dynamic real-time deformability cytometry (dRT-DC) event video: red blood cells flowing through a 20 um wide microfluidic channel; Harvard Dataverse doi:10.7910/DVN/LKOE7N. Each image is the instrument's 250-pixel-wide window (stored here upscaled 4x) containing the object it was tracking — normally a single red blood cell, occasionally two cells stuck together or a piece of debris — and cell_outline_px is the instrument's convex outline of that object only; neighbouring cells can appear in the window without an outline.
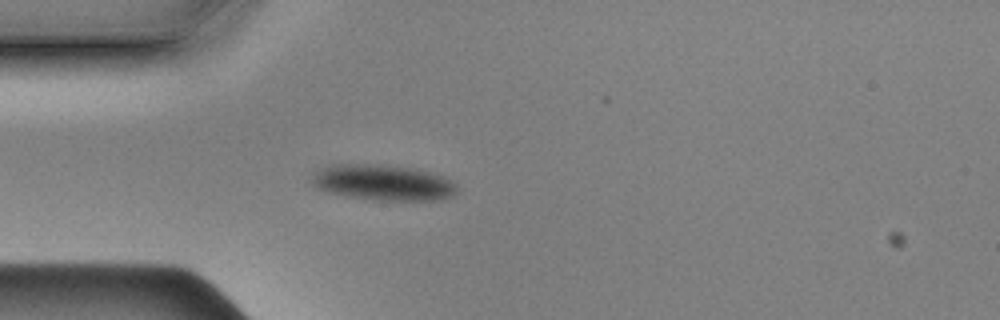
{"species": "Egyptian fruit bat (a non-hibernating species)", "species_latin": "Rousettus aegyptiacus", "temperature_condition": "cold", "stored_images_in_passage": 43, "camera_frame_rate_fps": 3000, "um_per_image_px": 0.085, "animal": {"sex": "male"}, "frame": {"image": 1, "passage_image": 1, "time_ms": 0.0, "image_size_px": [1000, 320], "cell_outline_px": [[456, 188], [448, 196], [432, 200], [380, 200], [352, 196], [332, 192], [316, 188], [312, 184], [312, 180], [316, 172], [332, 164], [376, 164], [412, 168], [428, 172], [440, 176], [456, 184]], "centroid_in_image_um": [32.51, 15.5], "position_along_channel_um": 52.5, "area_um2": 29.19}}
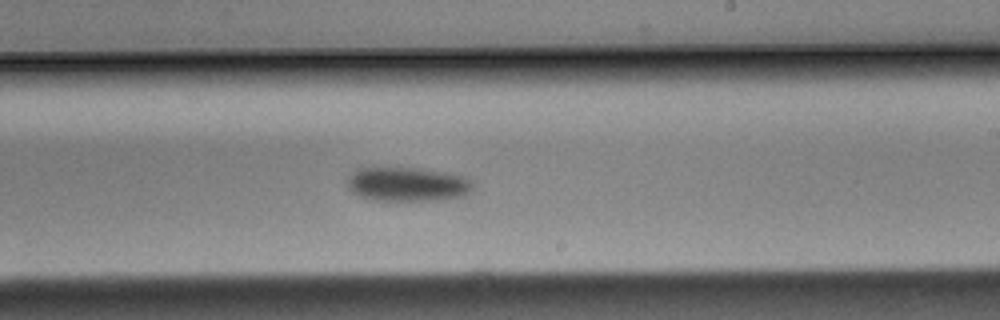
{"frame": {"image": 2, "passage_image": 19, "time_ms": 6.0, "image_size_px": [1000, 320], "cell_outline_px": [[472, 188], [464, 196], [440, 200], [372, 200], [360, 196], [352, 192], [348, 188], [348, 180], [360, 168], [416, 168], [444, 172], [460, 176], [472, 180]], "centroid_in_image_um": [34.65, 15.67], "position_along_channel_um": 254.3, "area_um2": 24.57}}
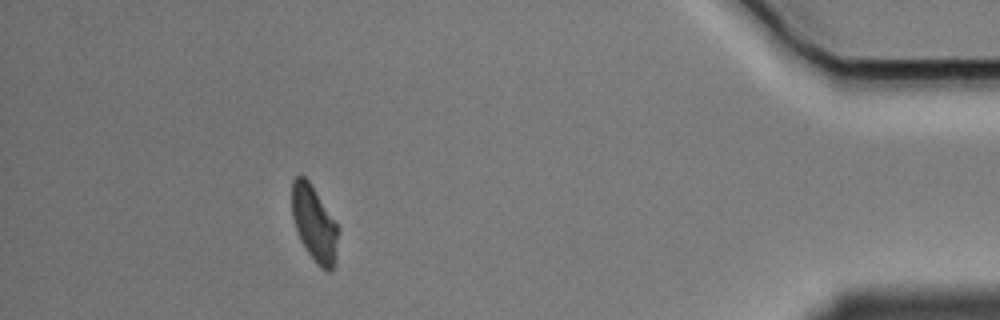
{"frame": {"image": 3, "passage_image": 37, "time_ms": 12.0, "image_size_px": [1000, 320], "cell_outline_px": [[336, 256], [332, 272], [328, 272], [320, 268], [316, 264], [300, 240], [292, 216], [292, 180], [296, 176], [304, 176], [308, 180], [336, 224]], "centroid_in_image_um": [26.68, 19.04], "position_along_channel_um": 408.5, "area_um2": 19.77}, "authors_computed_cell_mechanics": {"area_um2": 23.698, "velocity_mm_per_s": 3.4877, "shape_relaxation_time_tau1_ms": 1.2177, "shape_relaxation_time_tau2_ms": null, "deformation_change_tau1": 0.0474, "deformation_change_tau2": null}}